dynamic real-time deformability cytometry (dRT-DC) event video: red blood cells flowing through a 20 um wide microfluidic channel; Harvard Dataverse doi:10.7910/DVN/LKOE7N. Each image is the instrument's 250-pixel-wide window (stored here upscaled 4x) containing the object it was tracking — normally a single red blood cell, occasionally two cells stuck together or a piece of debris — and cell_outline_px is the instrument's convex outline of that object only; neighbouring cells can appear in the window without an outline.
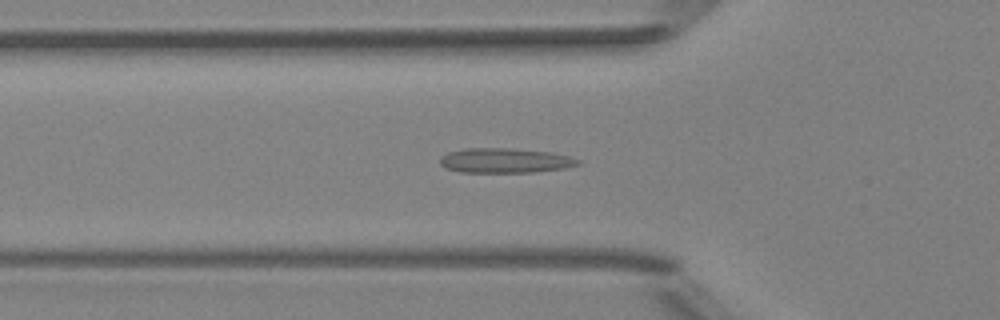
{"species": "Egyptian fruit bat (a non-hibernating species)", "species_latin": "Rousettus aegyptiacus", "temperature_condition": "room temperature", "stored_images_in_passage": 50, "camera_frame_rate_fps": 3000, "um_per_image_px": 0.085, "animal": {"sex": "female"}, "frame": {"image": 1, "passage_image": 17, "time_ms": 5.333, "image_size_px": [1000, 320], "cell_outline_px": [[580, 164], [564, 168], [536, 172], [460, 172], [444, 168], [440, 164], [440, 156], [448, 152], [464, 148], [512, 148], [552, 152], [568, 156], [580, 160]], "centroid_in_image_um": [42.89, 13.64], "position_along_channel_um": 82.9, "area_um2": 20.06}}
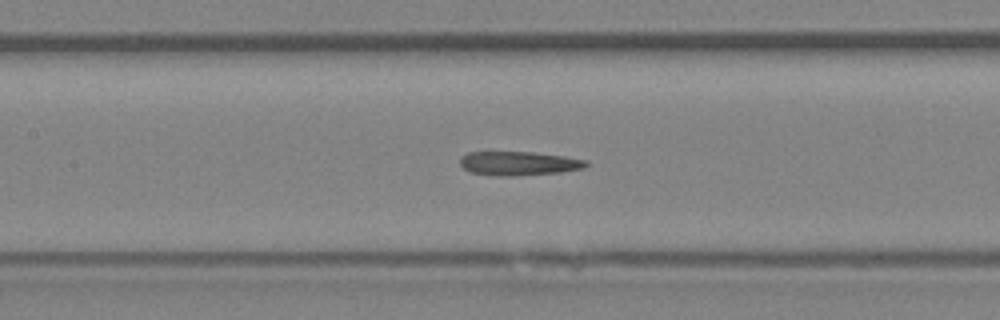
{"frame": {"image": 2, "passage_image": 23, "time_ms": 7.333, "image_size_px": [1000, 320], "cell_outline_px": [[588, 164], [584, 168], [560, 172], [512, 176], [496, 176], [472, 172], [464, 168], [460, 164], [460, 156], [468, 152], [532, 152], [564, 156], [588, 160]], "centroid_in_image_um": [44.09, 13.88], "position_along_channel_um": 163.3, "area_um2": 17.57}}
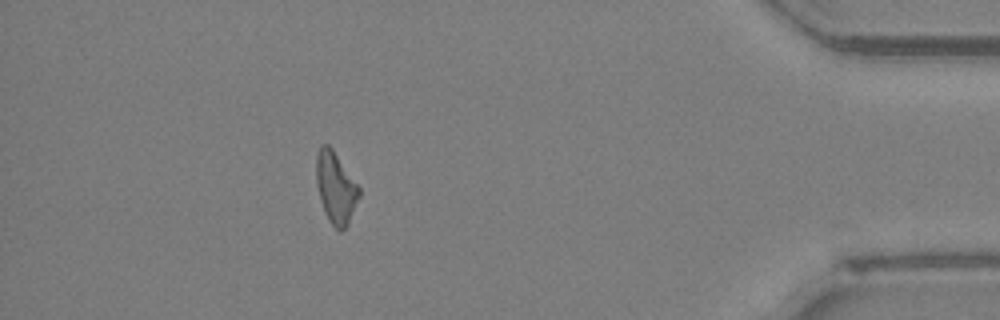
{"frame": {"image": 3, "passage_image": 45, "time_ms": 14.667, "image_size_px": [1000, 320], "cell_outline_px": [[360, 196], [348, 224], [340, 232], [328, 220], [324, 212], [320, 200], [316, 184], [316, 156], [320, 144], [328, 144], [332, 148], [360, 188]], "centroid_in_image_um": [28.52, 15.95], "position_along_channel_um": 406.7, "area_um2": 17.86}}